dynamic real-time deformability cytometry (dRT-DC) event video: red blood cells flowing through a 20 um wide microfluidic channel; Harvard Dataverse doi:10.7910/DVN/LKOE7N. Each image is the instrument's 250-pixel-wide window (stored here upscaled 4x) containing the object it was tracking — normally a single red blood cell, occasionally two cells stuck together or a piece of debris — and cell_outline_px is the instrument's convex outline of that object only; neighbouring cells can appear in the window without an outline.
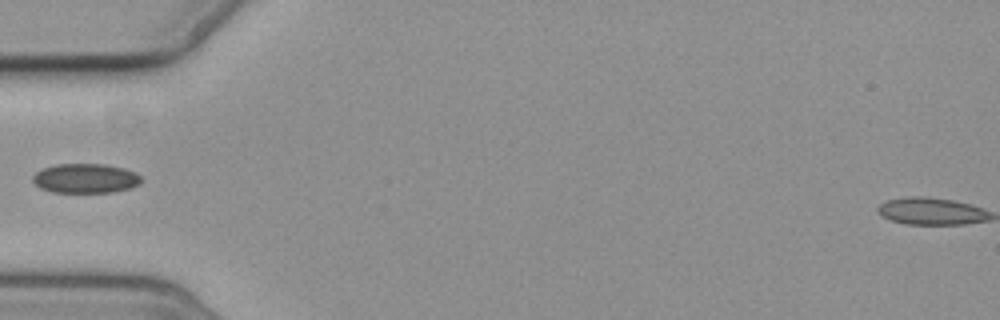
{"species": "common noctule bat (a hibernating species)", "species_latin": "Nyctalus noctula", "temperature_condition": "cold", "stored_images_in_passage": 6, "camera_frame_rate_fps": 3000, "um_per_image_px": 0.085, "animal": {"sex": "female", "body_mass_g": 19.3, "forearm_length_mm": 54.1}, "frame": {"image": 1, "passage_image": 6, "time_ms": 6.333, "image_size_px": [1000, 320], "cell_outline_px": [[140, 184], [132, 188], [112, 192], [52, 192], [40, 188], [32, 180], [32, 176], [36, 172], [44, 168], [56, 164], [104, 164], [124, 168], [136, 172], [140, 176]], "centroid_in_image_um": [7.27, 15.16], "position_along_channel_um": 77.7, "area_um2": 18.67}}